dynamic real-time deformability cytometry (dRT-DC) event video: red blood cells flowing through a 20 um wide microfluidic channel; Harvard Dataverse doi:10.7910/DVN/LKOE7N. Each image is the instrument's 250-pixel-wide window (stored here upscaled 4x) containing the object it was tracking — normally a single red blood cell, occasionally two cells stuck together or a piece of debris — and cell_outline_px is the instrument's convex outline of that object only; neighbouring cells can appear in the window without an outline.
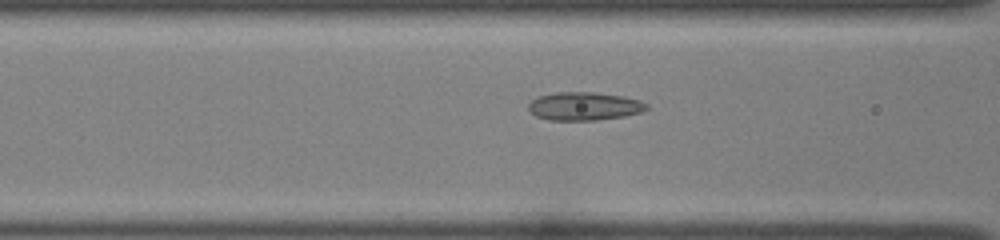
{"species": "common noctule bat (a hibernating species)", "species_latin": "Nyctalus noctula", "temperature_condition": "room temperature", "stored_images_in_passage": 36, "camera_frame_rate_fps": 3000, "um_per_image_px": 0.085, "animal": {"sex": "female", "body_mass_g": 22.0, "forearm_length_mm": 56.7}, "frame": {"image": 1, "passage_image": 7, "time_ms": 2.0, "image_size_px": [1000, 240], "cell_outline_px": [[648, 108], [640, 112], [624, 116], [596, 120], [548, 120], [536, 116], [528, 108], [528, 104], [532, 100], [540, 96], [556, 92], [592, 92], [624, 96], [640, 100], [648, 104]], "centroid_in_image_um": [49.67, 9.02], "position_along_channel_um": 116.9, "area_um2": 19.36}}
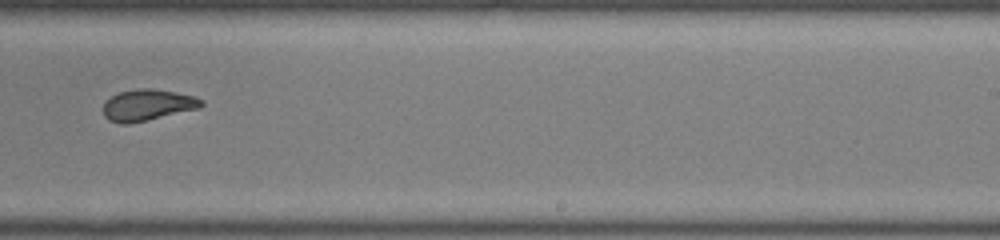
{"frame": {"image": 2, "passage_image": 19, "time_ms": 6.0, "image_size_px": [1000, 240], "cell_outline_px": [[204, 104], [200, 108], [148, 120], [128, 124], [120, 124], [108, 120], [104, 116], [104, 100], [120, 92], [136, 88], [152, 88], [176, 92], [192, 96], [204, 100]], "centroid_in_image_um": [12.53, 8.93], "position_along_channel_um": 276.5, "area_um2": 18.03}}
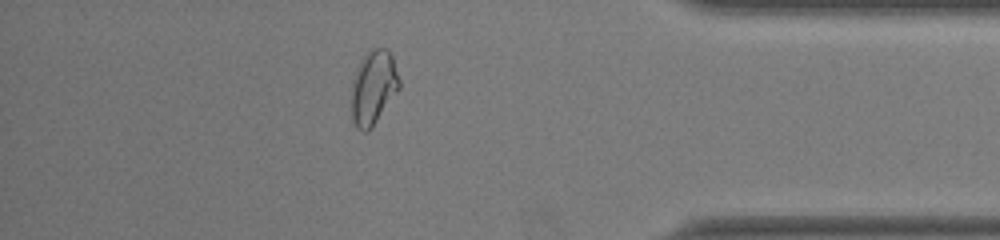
{"frame": {"image": 3, "passage_image": 30, "time_ms": 9.667, "image_size_px": [1000, 240], "cell_outline_px": [[400, 88], [372, 128], [368, 132], [364, 132], [356, 128], [352, 120], [352, 80], [356, 68], [364, 52], [372, 48], [388, 48], [392, 56], [400, 80]], "centroid_in_image_um": [31.73, 7.42], "position_along_channel_um": 403.5, "area_um2": 21.04}, "authors_computed_cell_mechanics": {"area_um2": 18.6116, "velocity_mm_per_s": 4.0009, "shape_relaxation_time_tau1_ms": null, "shape_relaxation_time_tau2_ms": 1.064, "deformation_change_tau1": null, "deformation_change_tau2": 0.0617}}